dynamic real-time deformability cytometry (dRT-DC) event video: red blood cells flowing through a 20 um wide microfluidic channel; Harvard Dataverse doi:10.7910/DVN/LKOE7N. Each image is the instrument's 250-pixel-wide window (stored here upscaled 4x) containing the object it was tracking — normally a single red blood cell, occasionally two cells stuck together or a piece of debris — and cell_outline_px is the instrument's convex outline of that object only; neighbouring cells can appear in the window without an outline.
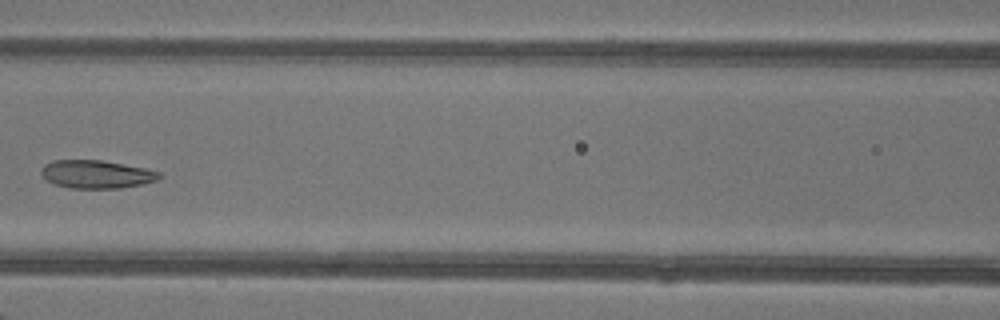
{"species": "common noctule bat (a hibernating species)", "species_latin": "Nyctalus noctula", "temperature_condition": "warm", "stored_images_in_passage": 5, "camera_frame_rate_fps": 3000, "um_per_image_px": 0.085, "animal": {"sex": "female"}, "frame": {"image": 1, "passage_image": 4, "time_ms": 6.667, "image_size_px": [1000, 320], "cell_outline_px": [[160, 176], [156, 180], [140, 184], [120, 188], [68, 188], [56, 184], [48, 180], [40, 172], [40, 168], [44, 164], [52, 160], [100, 160], [144, 168], [160, 172]], "centroid_in_image_um": [8.15, 14.8], "position_along_channel_um": 158.5, "area_um2": 19.07}}
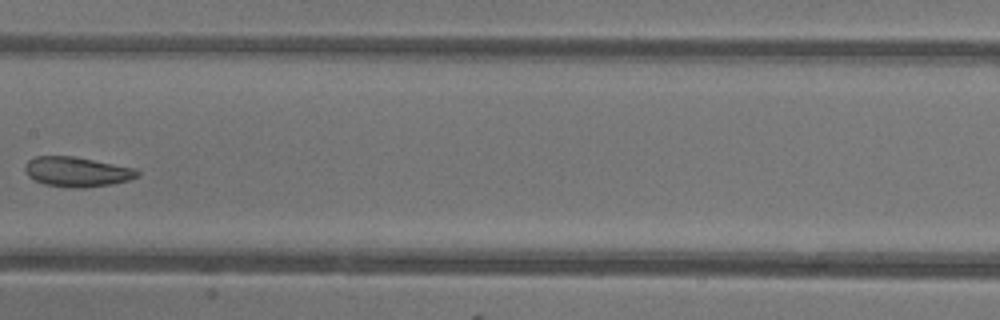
{"frame": {"image": 2, "passage_image": 5, "time_ms": 7.667, "image_size_px": [1000, 320], "cell_outline_px": [[140, 176], [128, 180], [112, 184], [84, 188], [72, 188], [44, 184], [28, 176], [24, 168], [24, 164], [28, 160], [36, 156], [72, 156], [136, 168], [140, 172]], "centroid_in_image_um": [6.55, 14.6], "position_along_channel_um": 200.9, "area_um2": 19.59}}